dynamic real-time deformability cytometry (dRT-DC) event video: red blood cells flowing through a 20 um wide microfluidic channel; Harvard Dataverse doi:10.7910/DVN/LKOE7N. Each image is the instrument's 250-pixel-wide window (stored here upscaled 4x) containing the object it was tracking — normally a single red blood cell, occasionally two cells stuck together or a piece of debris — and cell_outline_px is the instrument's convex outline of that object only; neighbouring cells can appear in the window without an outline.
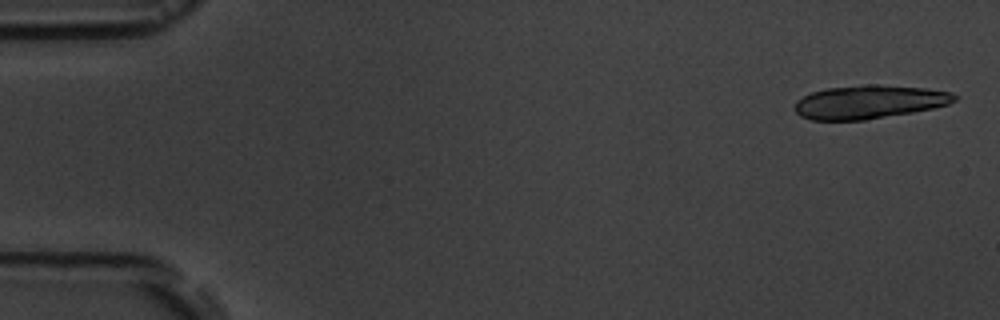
{"species": "common noctule bat (a hibernating species)", "species_latin": "Nyctalus noctula", "temperature_condition": "room temperature", "stored_images_in_passage": 6, "camera_frame_rate_fps": 3000, "um_per_image_px": 0.085, "animal": {"sex": "male", "body_mass_g": 19.5, "forearm_length_mm": 54.6}, "frame": {"image": 1, "passage_image": 1, "time_ms": 0.0, "image_size_px": [1000, 320], "cell_outline_px": [[956, 100], [948, 104], [932, 108], [912, 112], [864, 120], [812, 120], [800, 116], [792, 108], [796, 100], [812, 92], [828, 88], [868, 84], [880, 84], [924, 88], [952, 92], [956, 96]], "centroid_in_image_um": [73.84, 8.66], "position_along_channel_um": 11.2, "area_um2": 31.15}}
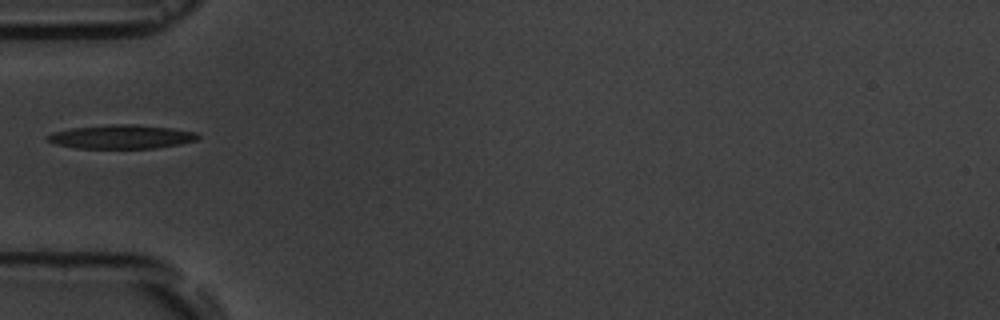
{"frame": {"image": 2, "passage_image": 6, "time_ms": 5.667, "image_size_px": [1000, 320], "cell_outline_px": [[200, 136], [196, 140], [180, 144], [156, 148], [76, 148], [56, 144], [48, 140], [44, 136], [56, 132], [72, 128], [108, 124], [136, 124], [172, 128], [196, 132]], "centroid_in_image_um": [10.34, 11.62], "position_along_channel_um": 74.7, "area_um2": 20.87}}